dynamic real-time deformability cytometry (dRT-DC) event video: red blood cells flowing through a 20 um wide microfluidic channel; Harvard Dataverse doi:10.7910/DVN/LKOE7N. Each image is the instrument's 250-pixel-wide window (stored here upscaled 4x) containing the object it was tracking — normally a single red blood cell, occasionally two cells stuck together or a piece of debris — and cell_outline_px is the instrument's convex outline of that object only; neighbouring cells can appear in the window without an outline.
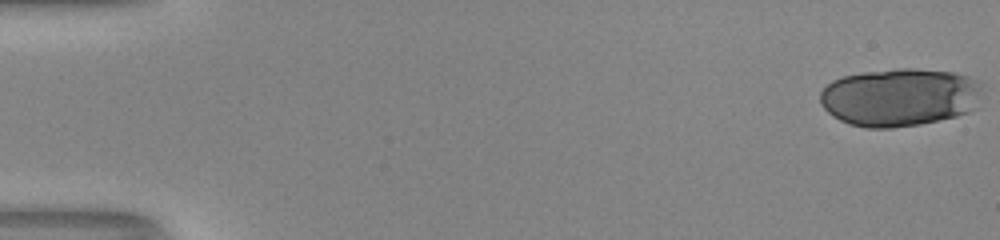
{"species": "human", "species_latin": "Homo sapiens", "temperature_condition": "room temperature", "stored_images_in_passage": 51, "camera_frame_rate_fps": 3000, "um_per_image_px": 0.085, "donor": {"sex": "male"}, "frame": {"image": 1, "passage_image": 1, "time_ms": 0.0, "image_size_px": [1000, 240], "cell_outline_px": [[984, 96], [968, 112], [956, 116], [920, 124], [892, 128], [864, 128], [848, 124], [832, 116], [820, 104], [820, 92], [832, 80], [844, 76], [860, 72], [896, 68], [916, 68], [952, 72], [968, 76], [980, 80], [984, 84]], "centroid_in_image_um": [76.51, 8.25], "position_along_channel_um": 8.5, "area_um2": 55.78}, "authors_computed_cell_mechanics": {"area_um2": 36.6452, "velocity_mm_per_s": 4.1425, "shape_relaxation_time_tau1_ms": 4.1272, "shape_relaxation_time_tau2_ms": 0.9946, "deformation_change_tau1": 0.2367, "deformation_change_tau2": 0.078}}